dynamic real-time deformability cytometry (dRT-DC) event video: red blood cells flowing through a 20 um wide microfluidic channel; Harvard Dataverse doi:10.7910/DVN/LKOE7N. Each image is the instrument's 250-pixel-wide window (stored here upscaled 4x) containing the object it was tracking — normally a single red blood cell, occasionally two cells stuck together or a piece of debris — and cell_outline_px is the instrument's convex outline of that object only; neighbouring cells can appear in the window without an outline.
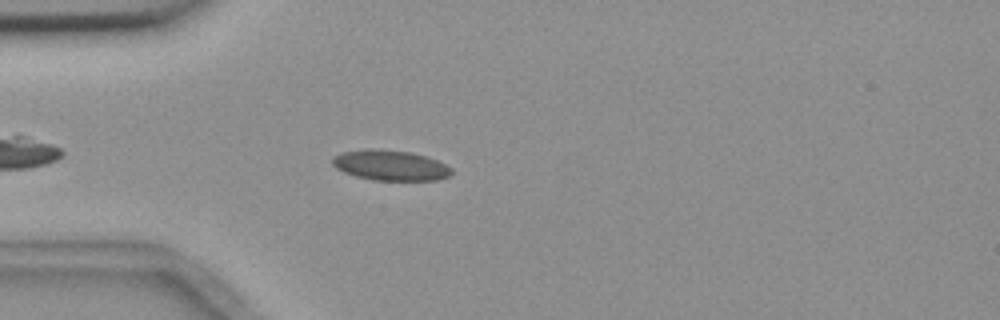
{"species": "common noctule bat (a hibernating species)", "species_latin": "Nyctalus noctula", "temperature_condition": "room temperature", "stored_images_in_passage": 6, "camera_frame_rate_fps": 3000, "um_per_image_px": 0.085, "animal": {"sex": "female", "body_mass_g": 18.4}, "frame": {"image": 1, "passage_image": 4, "time_ms": 3.667, "image_size_px": [1000, 320], "cell_outline_px": [[452, 172], [448, 176], [436, 180], [372, 180], [356, 176], [344, 172], [336, 168], [332, 164], [332, 160], [336, 156], [344, 152], [372, 148], [376, 148], [408, 152], [424, 156], [436, 160], [452, 168]], "centroid_in_image_um": [33.17, 14.06], "position_along_channel_um": 51.8, "area_um2": 20.75}}